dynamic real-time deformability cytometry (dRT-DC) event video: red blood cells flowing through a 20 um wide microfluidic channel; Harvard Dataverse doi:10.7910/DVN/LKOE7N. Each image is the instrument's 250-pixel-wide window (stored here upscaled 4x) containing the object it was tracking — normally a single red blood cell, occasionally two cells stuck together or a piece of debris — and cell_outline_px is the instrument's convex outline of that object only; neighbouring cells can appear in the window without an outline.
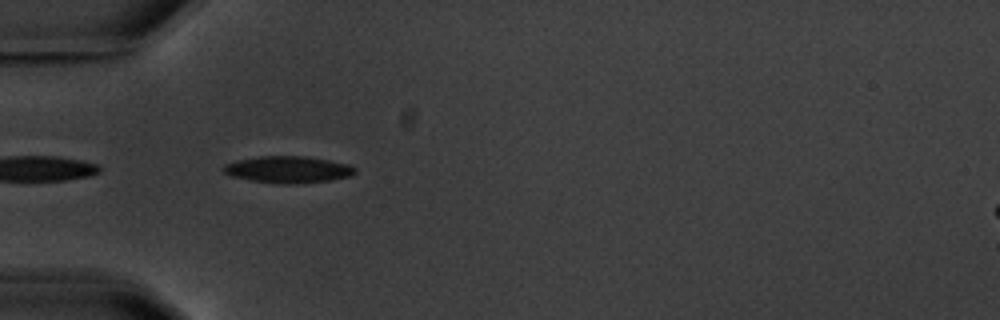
{"species": "common noctule bat (a hibernating species)", "species_latin": "Nyctalus noctula", "temperature_condition": "warm", "stored_images_in_passage": 4, "camera_frame_rate_fps": 3000, "um_per_image_px": 0.085, "animal": {"sex": "male", "body_mass_g": 20.1, "forearm_length_mm": 53.5}, "frame": {"image": 1, "passage_image": 2, "time_ms": 1.0, "image_size_px": [1000, 320], "cell_outline_px": [[356, 172], [352, 176], [328, 180], [296, 184], [276, 184], [252, 180], [232, 176], [224, 172], [220, 168], [224, 164], [236, 160], [260, 156], [304, 156], [328, 160], [348, 164], [356, 168]], "centroid_in_image_um": [24.46, 14.41], "position_along_channel_um": 60.5, "area_um2": 20.58}}